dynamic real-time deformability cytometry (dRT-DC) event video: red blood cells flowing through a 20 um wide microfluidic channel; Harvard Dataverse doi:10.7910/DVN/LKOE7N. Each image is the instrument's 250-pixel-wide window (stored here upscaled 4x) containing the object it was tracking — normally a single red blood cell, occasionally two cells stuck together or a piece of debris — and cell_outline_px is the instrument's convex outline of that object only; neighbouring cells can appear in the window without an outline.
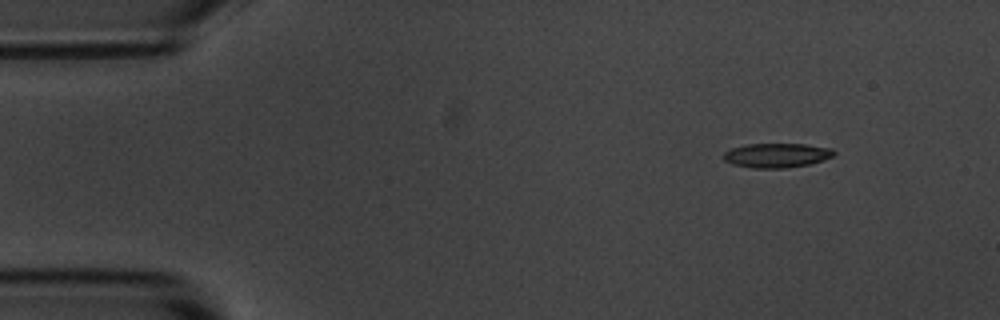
{"species": "common noctule bat (a hibernating species)", "species_latin": "Nyctalus noctula", "temperature_condition": "room temperature", "stored_images_in_passage": 4, "camera_frame_rate_fps": 3000, "um_per_image_px": 0.085, "animal": {"sex": "male", "body_mass_g": 20.1, "forearm_length_mm": 53.5}, "frame": {"image": 1, "passage_image": 2, "time_ms": 1.333, "image_size_px": [1000, 320], "cell_outline_px": [[836, 152], [832, 156], [808, 164], [784, 168], [752, 168], [732, 164], [724, 160], [724, 152], [732, 148], [744, 144], [804, 144], [832, 148]], "centroid_in_image_um": [65.98, 13.2], "position_along_channel_um": 19.0, "area_um2": 15.55}}